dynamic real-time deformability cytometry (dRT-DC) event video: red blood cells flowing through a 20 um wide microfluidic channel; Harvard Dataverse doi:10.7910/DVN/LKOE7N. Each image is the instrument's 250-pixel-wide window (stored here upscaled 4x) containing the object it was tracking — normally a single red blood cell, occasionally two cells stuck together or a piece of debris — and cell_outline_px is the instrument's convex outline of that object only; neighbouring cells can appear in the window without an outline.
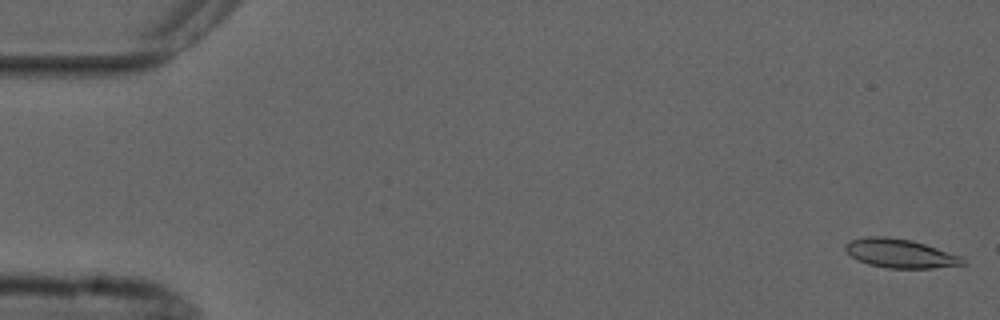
{"species": "common noctule bat (a hibernating species)", "species_latin": "Nyctalus noctula", "temperature_condition": "cold", "stored_images_in_passage": 4, "camera_frame_rate_fps": 3000, "um_per_image_px": 0.085, "animal": {"sex": "male", "forearm_length_mm": 52.5}, "frame": {"image": 1, "passage_image": 1, "time_ms": 0.0, "image_size_px": [1000, 320], "cell_outline_px": [[968, 264], [932, 268], [888, 268], [868, 264], [852, 256], [844, 248], [844, 244], [852, 240], [864, 236], [888, 236], [912, 240], [960, 256]], "centroid_in_image_um": [76.5, 21.53], "position_along_channel_um": 8.5, "area_um2": 19.59}}